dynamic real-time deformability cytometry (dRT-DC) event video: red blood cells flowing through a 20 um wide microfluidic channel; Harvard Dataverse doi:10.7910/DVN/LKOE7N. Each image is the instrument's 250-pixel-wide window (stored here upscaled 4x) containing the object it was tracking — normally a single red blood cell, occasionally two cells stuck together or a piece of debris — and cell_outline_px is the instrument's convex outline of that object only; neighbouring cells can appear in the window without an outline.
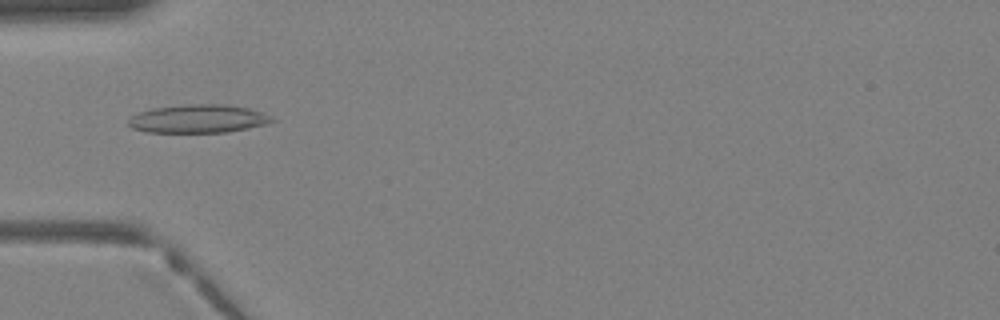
{"species": "Egyptian fruit bat (a non-hibernating species)", "species_latin": "Rousettus aegyptiacus", "temperature_condition": "warm", "stored_images_in_passage": 29, "camera_frame_rate_fps": 3000, "um_per_image_px": 0.085, "animal": {"sex": "female"}, "frame": {"image": 1, "passage_image": 3, "time_ms": 0.667, "image_size_px": [1000, 320], "cell_outline_px": [[276, 120], [264, 124], [248, 128], [228, 132], [148, 132], [132, 128], [128, 124], [128, 120], [132, 116], [140, 112], [152, 108], [188, 104], [216, 104], [248, 108], [272, 116]], "centroid_in_image_um": [16.83, 10.1], "position_along_channel_um": 68.2, "area_um2": 23.41}}
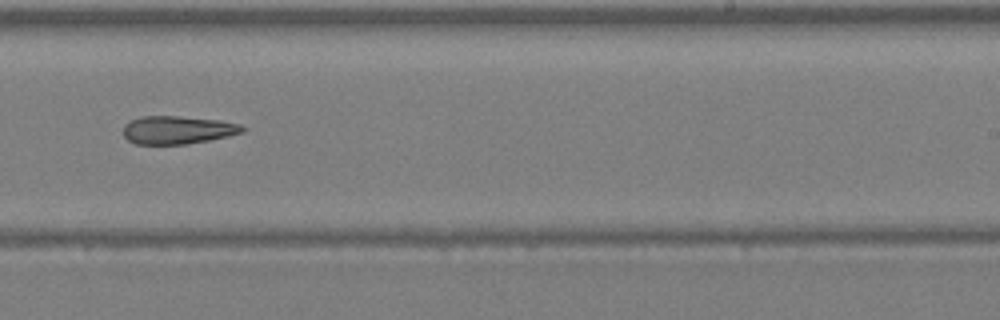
{"frame": {"image": 2, "passage_image": 15, "time_ms": 4.667, "image_size_px": [1000, 320], "cell_outline_px": [[248, 128], [244, 132], [228, 136], [208, 140], [184, 144], [136, 144], [128, 140], [124, 136], [124, 124], [128, 120], [140, 116], [176, 116], [216, 120], [240, 124]], "centroid_in_image_um": [15.08, 11.04], "position_along_channel_um": 273.9, "area_um2": 19.48}}
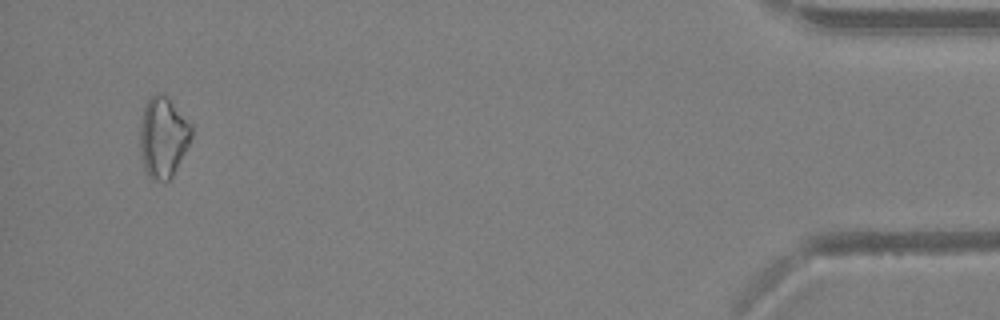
{"frame": {"image": 3, "passage_image": 28, "time_ms": 9.0, "image_size_px": [1000, 320], "cell_outline_px": [[192, 136], [172, 176], [168, 180], [152, 180], [148, 176], [144, 168], [140, 156], [140, 128], [144, 108], [148, 100], [156, 92], [164, 92], [192, 124]], "centroid_in_image_um": [13.86, 11.63], "position_along_channel_um": 421.3, "area_um2": 24.16}}